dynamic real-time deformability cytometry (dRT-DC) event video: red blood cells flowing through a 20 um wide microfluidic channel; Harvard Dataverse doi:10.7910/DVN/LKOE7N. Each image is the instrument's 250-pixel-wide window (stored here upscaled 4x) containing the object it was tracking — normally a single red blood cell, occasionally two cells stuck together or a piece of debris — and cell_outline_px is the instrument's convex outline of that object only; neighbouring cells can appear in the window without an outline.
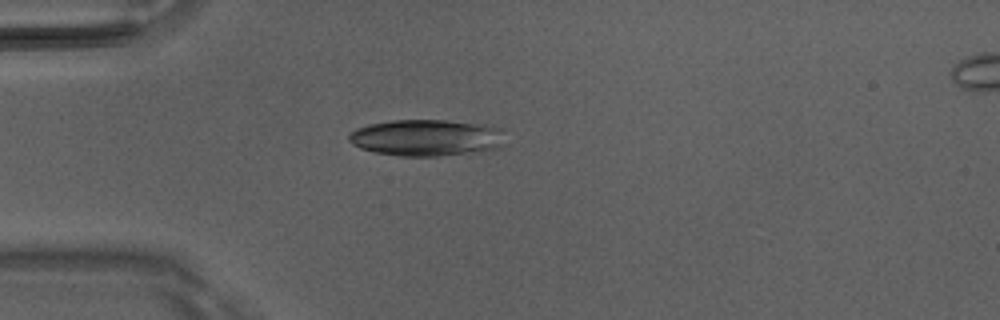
{"species": "Egyptian fruit bat (a non-hibernating species)", "species_latin": "Rousettus aegyptiacus", "temperature_condition": "room temperature", "stored_images_in_passage": 1, "camera_frame_rate_fps": 3000, "um_per_image_px": 0.085, "animal": {"sex": "male"}, "frame": {"image": 1, "passage_image": 1, "time_ms": 0.0, "image_size_px": [1000, 320], "cell_outline_px": [[504, 128], [500, 148], [480, 152], [440, 156], [400, 156], [376, 152], [360, 148], [352, 144], [348, 140], [348, 136], [356, 128], [368, 124], [392, 120], [444, 120], [488, 124]], "centroid_in_image_um": [36.29, 11.7], "position_along_channel_um": 48.7, "area_um2": 33.7}}